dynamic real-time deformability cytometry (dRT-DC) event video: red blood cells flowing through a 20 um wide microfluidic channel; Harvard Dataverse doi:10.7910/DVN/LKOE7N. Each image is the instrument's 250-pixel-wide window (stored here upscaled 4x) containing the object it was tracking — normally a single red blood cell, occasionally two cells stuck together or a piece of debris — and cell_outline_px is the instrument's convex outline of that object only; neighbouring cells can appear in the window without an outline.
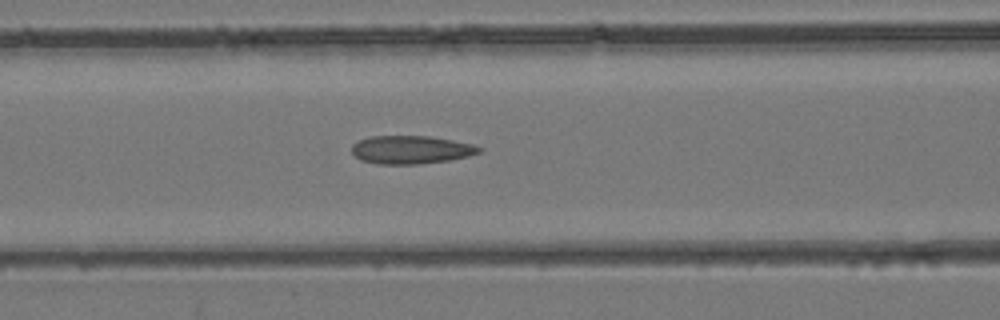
{"species": "common noctule bat (a hibernating species)", "species_latin": "Nyctalus noctula", "temperature_condition": "room temperature", "stored_images_in_passage": 36, "camera_frame_rate_fps": 3000, "um_per_image_px": 0.085, "animal": {"sex": "female", "body_mass_g": 24.6, "forearm_length_mm": 56.2}, "frame": {"image": 1, "passage_image": 11, "time_ms": 3.333, "image_size_px": [1000, 320], "cell_outline_px": [[484, 148], [480, 152], [468, 156], [448, 160], [416, 164], [380, 164], [360, 160], [352, 152], [352, 144], [368, 136], [432, 136], [472, 144]], "centroid_in_image_um": [34.93, 12.72], "position_along_channel_um": 131.7, "area_um2": 20.87}}
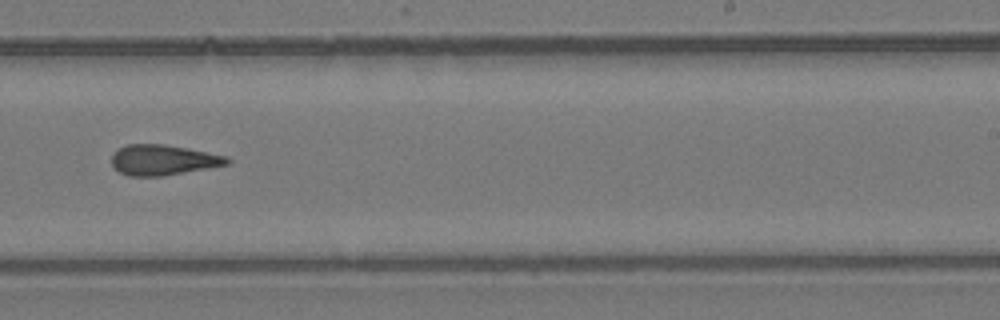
{"frame": {"image": 2, "passage_image": 20, "time_ms": 6.333, "image_size_px": [1000, 320], "cell_outline_px": [[232, 160], [228, 164], [164, 176], [128, 176], [112, 168], [112, 156], [124, 144], [164, 144], [188, 148], [228, 156]], "centroid_in_image_um": [13.86, 13.6], "position_along_channel_um": 275.1, "area_um2": 20.52}}
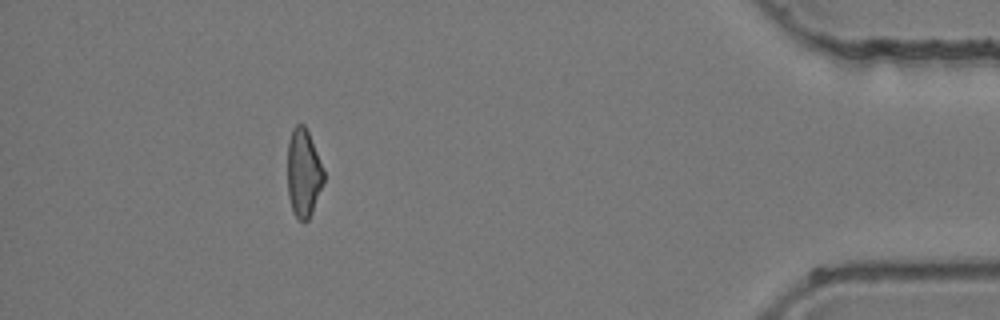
{"frame": {"image": 3, "passage_image": 32, "time_ms": 10.333, "image_size_px": [1000, 320], "cell_outline_px": [[324, 184], [312, 212], [308, 220], [300, 220], [292, 212], [288, 196], [288, 140], [292, 128], [296, 124], [304, 124], [308, 132], [324, 168]], "centroid_in_image_um": [25.8, 14.7], "position_along_channel_um": 409.4, "area_um2": 18.79}}